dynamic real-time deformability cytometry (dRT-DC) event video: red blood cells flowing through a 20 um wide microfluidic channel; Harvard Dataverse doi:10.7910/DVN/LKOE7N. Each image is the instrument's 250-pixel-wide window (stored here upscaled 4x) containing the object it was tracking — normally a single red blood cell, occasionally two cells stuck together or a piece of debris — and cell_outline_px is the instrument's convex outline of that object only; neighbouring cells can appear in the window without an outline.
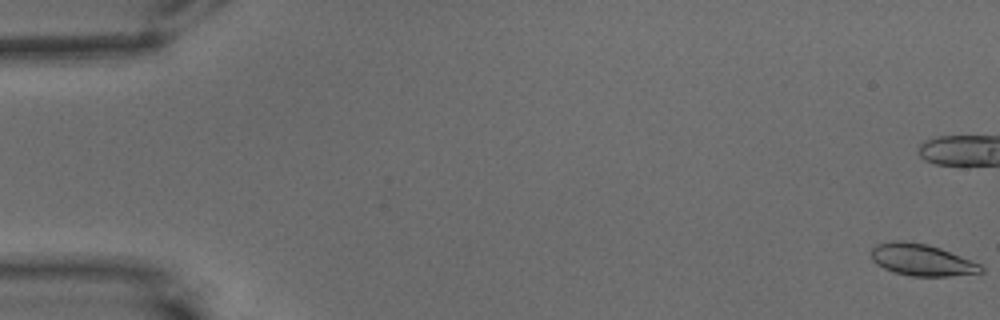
{"species": "common noctule bat (a hibernating species)", "species_latin": "Nyctalus noctula", "temperature_condition": "warm", "stored_images_in_passage": 60, "camera_frame_rate_fps": 3000, "um_per_image_px": 0.085, "animal": {"sex": "male", "body_mass_g": 15.6}, "frame": {"image": 1, "passage_image": 1, "time_ms": 0.0, "image_size_px": [1000, 320], "cell_outline_px": [[984, 272], [948, 276], [912, 276], [892, 272], [876, 264], [872, 260], [872, 248], [876, 244], [892, 240], [904, 240], [928, 244], [940, 248], [980, 264], [984, 268]], "centroid_in_image_um": [78.32, 22.08], "position_along_channel_um": 6.7, "area_um2": 20.35}}
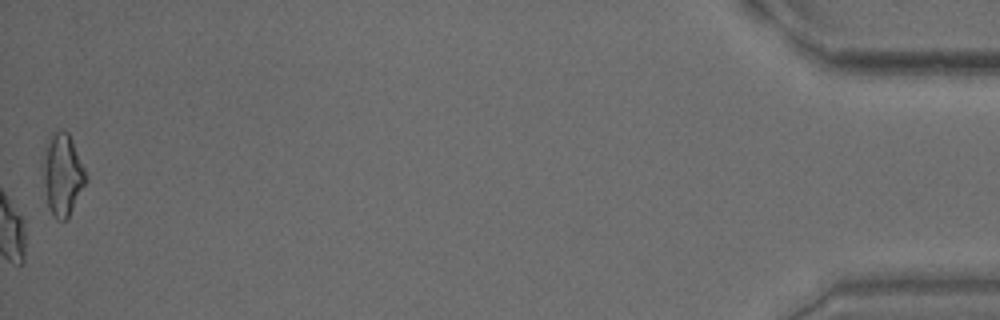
{"frame": {"image": 2, "passage_image": 60, "time_ms": 19.667, "image_size_px": [1000, 320], "cell_outline_px": [[88, 180], [68, 216], [64, 220], [56, 220], [48, 208], [40, 164], [40, 160], [48, 136], [52, 132], [60, 128], [64, 128], [68, 132], [72, 140], [84, 168]], "centroid_in_image_um": [5.26, 14.77], "position_along_channel_um": 429.9, "area_um2": 21.04}, "authors_computed_cell_mechanics": {"area_um2": 20.6057, "velocity_mm_per_s": 3.5068, "shape_relaxation_time_tau1_ms": 3.9254, "shape_relaxation_time_tau2_ms": 1.7522, "deformation_change_tau1": 0.1269, "deformation_change_tau2": 0.0726}}